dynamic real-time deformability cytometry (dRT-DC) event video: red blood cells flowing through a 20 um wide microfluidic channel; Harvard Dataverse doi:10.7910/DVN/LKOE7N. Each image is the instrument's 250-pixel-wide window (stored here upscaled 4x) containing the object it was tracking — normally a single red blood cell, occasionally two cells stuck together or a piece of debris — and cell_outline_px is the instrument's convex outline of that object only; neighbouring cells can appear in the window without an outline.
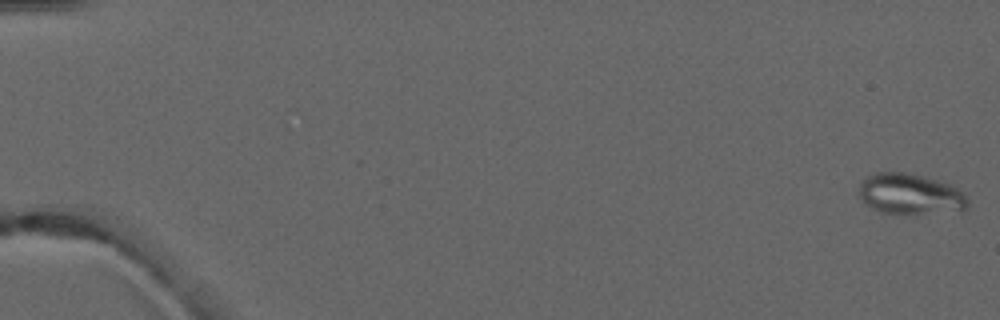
{"species": "common noctule bat (a hibernating species)", "species_latin": "Nyctalus noctula", "temperature_condition": "warm", "stored_images_in_passage": 3, "camera_frame_rate_fps": 3000, "um_per_image_px": 0.085, "animal": {"sex": "male", "forearm_length_mm": 52.5}, "frame": {"image": 1, "passage_image": 1, "time_ms": 0.0, "image_size_px": [1000, 320], "cell_outline_px": [[968, 208], [960, 212], [884, 212], [872, 208], [860, 196], [860, 184], [868, 176], [876, 172], [904, 172], [924, 176], [948, 184], [964, 192], [968, 200]], "centroid_in_image_um": [77.43, 16.47], "position_along_channel_um": 7.6, "area_um2": 25.26}}